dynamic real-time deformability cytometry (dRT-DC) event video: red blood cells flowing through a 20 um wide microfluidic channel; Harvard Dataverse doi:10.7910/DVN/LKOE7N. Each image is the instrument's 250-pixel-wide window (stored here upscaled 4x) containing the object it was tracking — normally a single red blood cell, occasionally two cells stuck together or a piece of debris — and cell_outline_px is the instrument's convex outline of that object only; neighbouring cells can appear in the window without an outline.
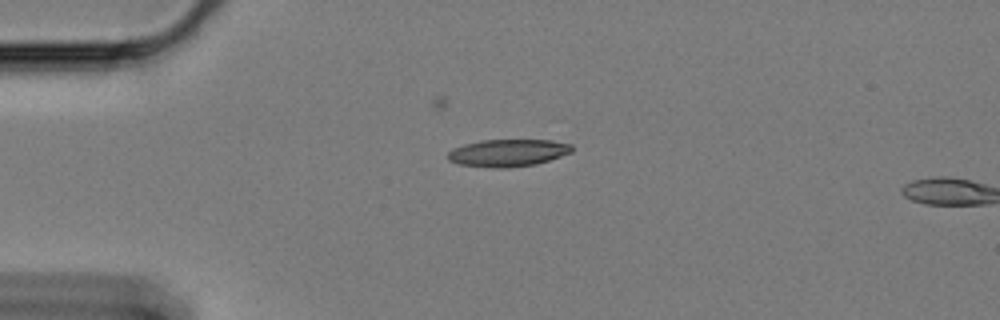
{"species": "Egyptian fruit bat (a non-hibernating species)", "species_latin": "Rousettus aegyptiacus", "temperature_condition": "cold", "stored_images_in_passage": 3, "camera_frame_rate_fps": 3000, "um_per_image_px": 0.085, "animal": {"sex": "female"}, "frame": {"image": 1, "passage_image": 1, "time_ms": 0.0, "image_size_px": [1000, 320], "cell_outline_px": [[572, 152], [536, 164], [508, 168], [496, 168], [460, 164], [448, 160], [448, 152], [452, 148], [464, 144], [480, 140], [552, 140], [572, 144]], "centroid_in_image_um": [43.16, 12.98], "position_along_channel_um": 41.8, "area_um2": 19.71}}